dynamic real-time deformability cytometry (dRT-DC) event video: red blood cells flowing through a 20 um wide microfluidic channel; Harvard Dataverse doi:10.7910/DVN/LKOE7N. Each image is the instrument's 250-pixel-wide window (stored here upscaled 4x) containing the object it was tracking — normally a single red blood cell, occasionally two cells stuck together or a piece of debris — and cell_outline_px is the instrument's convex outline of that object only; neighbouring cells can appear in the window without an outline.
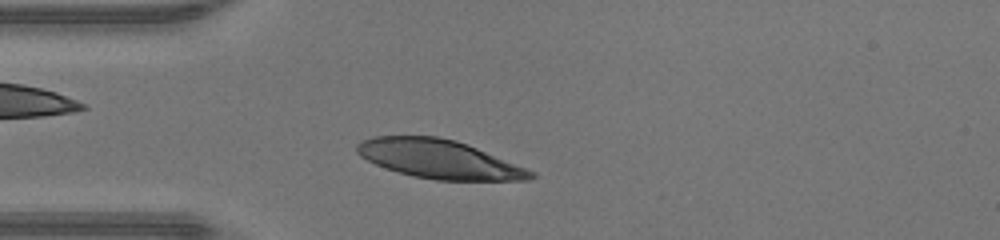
{"species": "human", "species_latin": "Homo sapiens", "temperature_condition": "warm", "stored_images_in_passage": 31, "camera_frame_rate_fps": 3000, "um_per_image_px": 0.085, "donor": {"sex": "male"}, "frame": {"image": 1, "passage_image": 5, "time_ms": 1.333, "image_size_px": [1000, 240], "cell_outline_px": [[536, 176], [528, 180], [436, 180], [412, 176], [384, 168], [360, 156], [356, 152], [356, 144], [372, 136], [436, 136], [456, 140], [468, 144], [536, 172]], "centroid_in_image_um": [37.32, 13.52], "position_along_channel_um": 47.7, "area_um2": 39.19}}
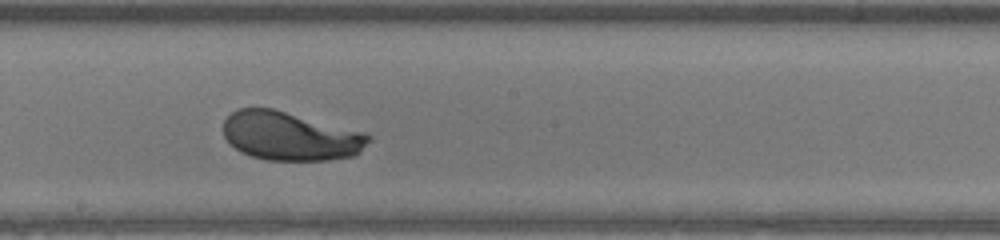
{"frame": {"image": 2, "passage_image": 18, "time_ms": 5.667, "image_size_px": [1000, 240], "cell_outline_px": [[372, 136], [360, 152], [356, 156], [328, 160], [268, 160], [252, 156], [240, 152], [224, 136], [224, 120], [236, 108], [272, 108], [368, 132]], "centroid_in_image_um": [24.72, 11.56], "position_along_channel_um": 223.5, "area_um2": 41.44}}
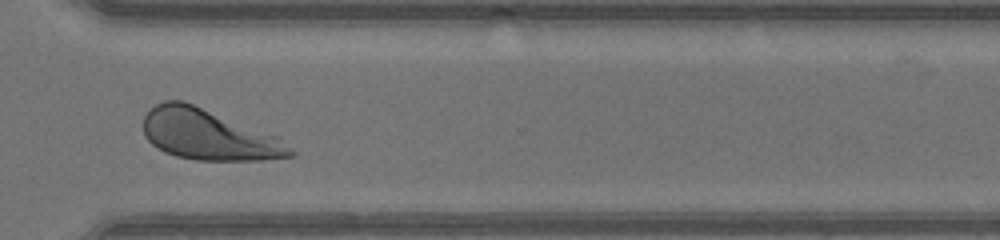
{"frame": {"image": 3, "passage_image": 27, "time_ms": 8.667, "image_size_px": [1000, 240], "cell_outline_px": [[296, 156], [260, 160], [196, 160], [176, 156], [164, 152], [152, 144], [144, 136], [144, 116], [156, 104], [164, 100], [184, 100], [280, 136], [296, 152]], "centroid_in_image_um": [17.78, 11.45], "position_along_channel_um": 352.8, "area_um2": 43.81}, "authors_computed_cell_mechanics": {"area_um2": 41.8472, "velocity_mm_per_s": 4.3209, "shape_relaxation_time_tau1_ms": 1.7199, "shape_relaxation_time_tau2_ms": null, "deformation_change_tau1": 0.1397, "deformation_change_tau2": null}}